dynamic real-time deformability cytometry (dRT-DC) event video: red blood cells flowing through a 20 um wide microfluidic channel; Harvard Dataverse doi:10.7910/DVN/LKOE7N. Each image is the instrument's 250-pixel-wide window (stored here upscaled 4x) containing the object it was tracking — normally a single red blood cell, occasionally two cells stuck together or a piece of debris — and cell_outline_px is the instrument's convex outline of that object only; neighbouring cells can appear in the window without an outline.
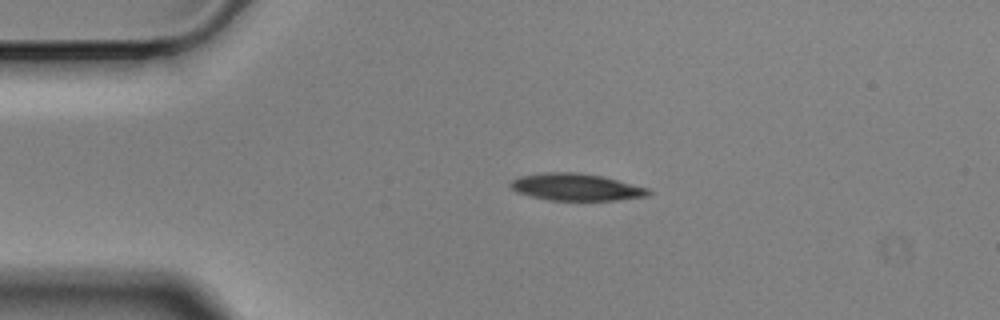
{"species": "Egyptian fruit bat (a non-hibernating species)", "species_latin": "Rousettus aegyptiacus", "temperature_condition": "cold", "stored_images_in_passage": 46, "camera_frame_rate_fps": 3000, "um_per_image_px": 0.085, "animal": {"sex": "male"}, "frame": {"image": 1, "passage_image": 1, "time_ms": 0.0, "image_size_px": [1000, 320], "cell_outline_px": [[652, 192], [648, 196], [616, 200], [548, 200], [516, 192], [508, 184], [512, 180], [520, 176], [544, 172], [576, 172], [604, 176], [648, 188]], "centroid_in_image_um": [48.97, 15.89], "position_along_channel_um": 36.0, "area_um2": 21.79}}
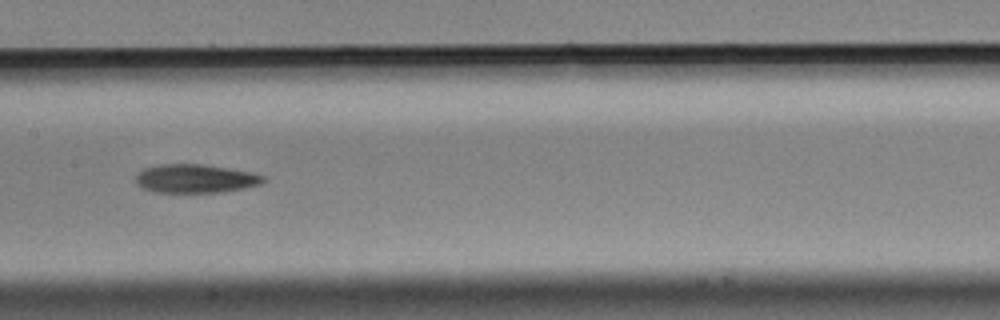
{"frame": {"image": 2, "passage_image": 17, "time_ms": 5.333, "image_size_px": [1000, 320], "cell_outline_px": [[268, 180], [260, 184], [244, 188], [224, 192], [156, 192], [144, 188], [136, 184], [136, 176], [144, 168], [160, 164], [204, 164], [252, 172], [264, 176]], "centroid_in_image_um": [16.65, 15.18], "position_along_channel_um": 190.8, "area_um2": 21.27}}
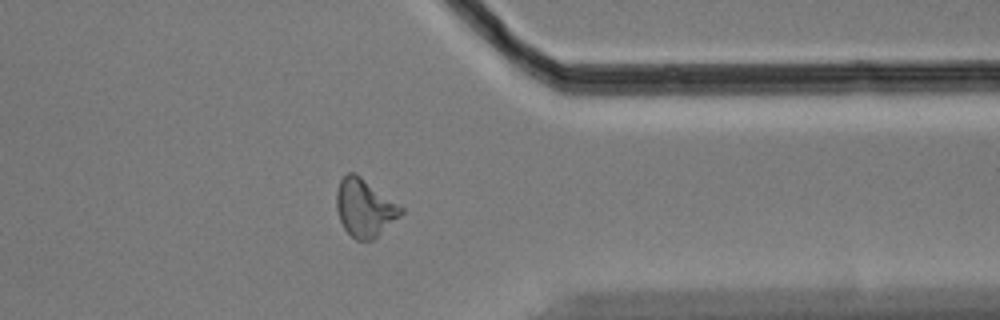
{"frame": {"image": 3, "passage_image": 34, "time_ms": 11.0, "image_size_px": [1000, 320], "cell_outline_px": [[404, 212], [400, 216], [372, 240], [356, 240], [344, 228], [340, 220], [336, 208], [336, 192], [340, 180], [348, 172], [356, 172], [404, 208]], "centroid_in_image_um": [30.98, 17.64], "position_along_channel_um": 380.4, "area_um2": 21.62}, "authors_computed_cell_mechanics": {"area_um2": 21.7617, "velocity_mm_per_s": 3.5011, "shape_relaxation_time_tau1_ms": 3.6161, "shape_relaxation_time_tau2_ms": null, "deformation_change_tau1": 0.1352, "deformation_change_tau2": null}}